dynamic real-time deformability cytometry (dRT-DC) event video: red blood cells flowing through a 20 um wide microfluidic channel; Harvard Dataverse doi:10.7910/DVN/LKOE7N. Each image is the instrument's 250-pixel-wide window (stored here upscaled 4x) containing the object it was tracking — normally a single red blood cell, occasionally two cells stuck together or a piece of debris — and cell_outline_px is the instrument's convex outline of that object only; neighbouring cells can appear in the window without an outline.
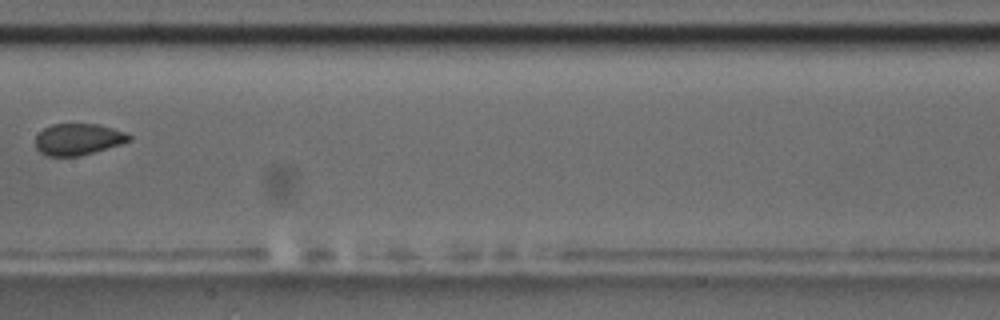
{"species": "common noctule bat (a hibernating species)", "species_latin": "Nyctalus noctula", "temperature_condition": "room temperature", "stored_images_in_passage": 6, "camera_frame_rate_fps": 3000, "um_per_image_px": 0.085, "animal": {"sex": "male", "body_mass_g": 17.5, "forearm_length_mm": 52.3}, "frame": {"image": 1, "passage_image": 6, "time_ms": 6.0, "image_size_px": [1000, 320], "cell_outline_px": [[132, 140], [120, 144], [80, 156], [48, 156], [40, 152], [36, 148], [36, 136], [44, 128], [52, 124], [96, 124], [128, 132], [132, 136]], "centroid_in_image_um": [6.66, 11.84], "position_along_channel_um": 200.7, "area_um2": 17.17}}